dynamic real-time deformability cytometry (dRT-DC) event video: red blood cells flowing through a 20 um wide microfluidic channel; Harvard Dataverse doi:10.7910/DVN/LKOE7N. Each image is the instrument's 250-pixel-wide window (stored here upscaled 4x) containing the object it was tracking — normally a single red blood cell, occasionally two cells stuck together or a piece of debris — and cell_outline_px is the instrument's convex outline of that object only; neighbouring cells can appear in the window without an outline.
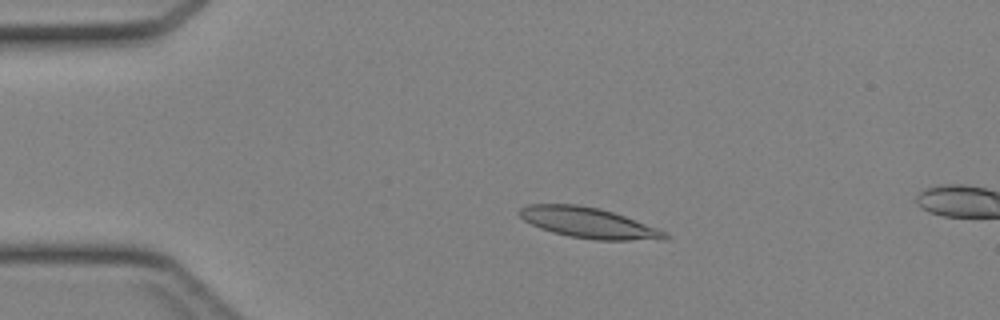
{"species": "Egyptian fruit bat (a non-hibernating species)", "species_latin": "Rousettus aegyptiacus", "temperature_condition": "cold", "stored_images_in_passage": 12, "camera_frame_rate_fps": 3000, "um_per_image_px": 0.085, "animal": {"sex": "female"}, "frame": {"image": 1, "passage_image": 9, "time_ms": 2.667, "image_size_px": [1000, 320], "cell_outline_px": [[672, 236], [668, 240], [596, 240], [568, 236], [552, 232], [540, 228], [524, 220], [516, 212], [520, 208], [528, 204], [576, 204], [600, 208], [624, 216], [656, 228]], "centroid_in_image_um": [50.01, 18.94], "position_along_channel_um": 35.0, "area_um2": 25.89}}